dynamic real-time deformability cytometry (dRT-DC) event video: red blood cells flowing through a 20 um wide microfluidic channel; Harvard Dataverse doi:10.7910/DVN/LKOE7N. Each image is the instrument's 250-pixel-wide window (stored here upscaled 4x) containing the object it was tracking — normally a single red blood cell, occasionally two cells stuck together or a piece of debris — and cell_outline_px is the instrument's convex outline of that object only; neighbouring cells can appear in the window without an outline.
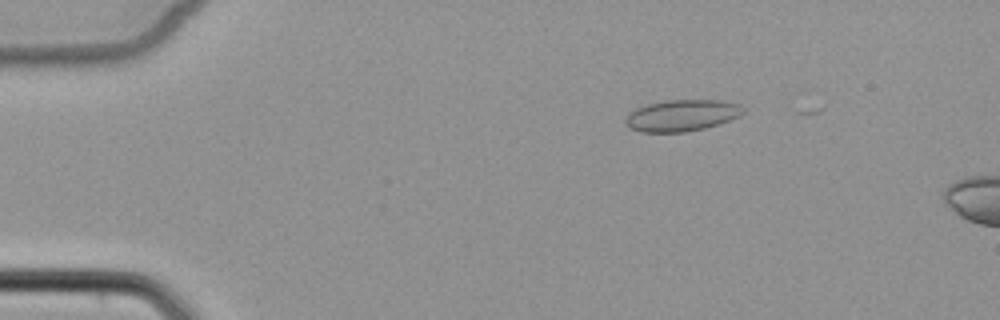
{"species": "common noctule bat (a hibernating species)", "species_latin": "Nyctalus noctula", "temperature_condition": "cold", "stored_images_in_passage": 2, "camera_frame_rate_fps": 3000, "um_per_image_px": 0.085, "animal": {"sex": "female", "body_mass_g": 22.7, "forearm_length_mm": 54.2}, "frame": {"image": 1, "passage_image": 2, "time_ms": 1.333, "image_size_px": [1000, 320], "cell_outline_px": [[744, 112], [740, 116], [704, 128], [684, 132], [640, 132], [632, 128], [624, 120], [636, 108], [648, 104], [668, 100], [720, 100], [740, 104], [744, 108]], "centroid_in_image_um": [57.99, 9.8], "position_along_channel_um": 27.0, "area_um2": 21.27}}